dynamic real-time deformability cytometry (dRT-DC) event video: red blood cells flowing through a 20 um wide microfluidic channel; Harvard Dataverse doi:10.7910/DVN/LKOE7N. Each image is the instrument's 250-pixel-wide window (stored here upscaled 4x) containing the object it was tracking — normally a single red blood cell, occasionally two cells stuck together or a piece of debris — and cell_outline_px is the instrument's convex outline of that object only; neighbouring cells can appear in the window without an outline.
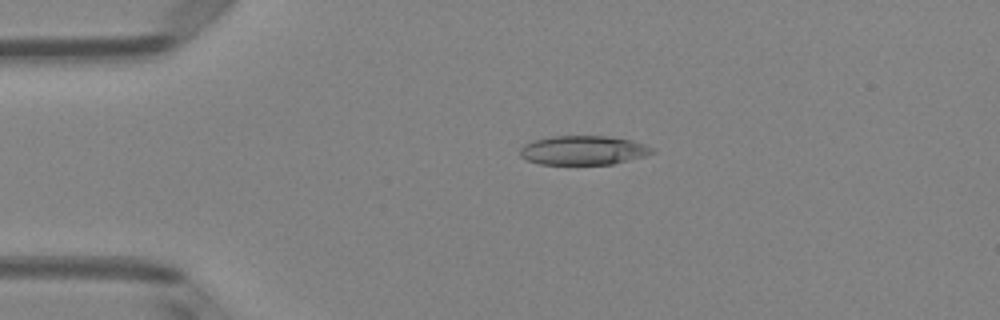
{"species": "Egyptian fruit bat (a non-hibernating species)", "species_latin": "Rousettus aegyptiacus", "temperature_condition": "room temperature", "stored_images_in_passage": 50, "camera_frame_rate_fps": 3000, "um_per_image_px": 0.085, "animal": {"sex": "female"}, "frame": {"image": 1, "passage_image": 11, "time_ms": 3.333, "image_size_px": [1000, 320], "cell_outline_px": [[656, 152], [644, 156], [612, 164], [540, 164], [528, 160], [520, 156], [520, 148], [524, 144], [532, 140], [552, 136], [604, 136], [632, 140], [656, 148]], "centroid_in_image_um": [49.59, 12.77], "position_along_channel_um": 35.4, "area_um2": 22.48}}
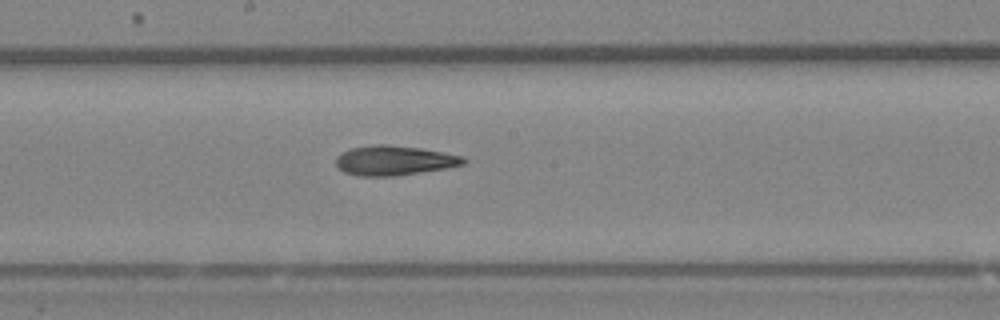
{"frame": {"image": 2, "passage_image": 27, "time_ms": 8.667, "image_size_px": [1000, 320], "cell_outline_px": [[468, 160], [464, 164], [448, 168], [396, 176], [360, 176], [344, 172], [336, 164], [336, 156], [340, 152], [348, 148], [372, 144], [388, 144], [420, 148], [464, 156]], "centroid_in_image_um": [33.5, 13.63], "position_along_channel_um": 214.7, "area_um2": 22.37}}
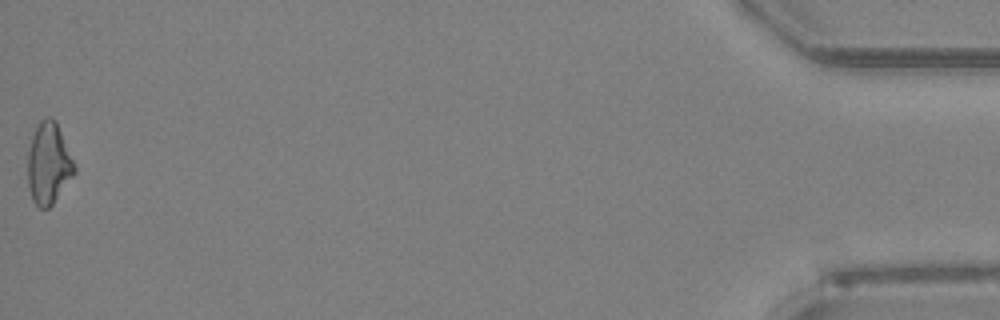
{"frame": {"image": 3, "passage_image": 50, "time_ms": 16.333, "image_size_px": [1000, 320], "cell_outline_px": [[76, 172], [52, 204], [48, 208], [40, 208], [32, 200], [28, 188], [28, 152], [32, 136], [40, 120], [44, 116], [52, 116], [56, 120], [76, 168]], "centroid_in_image_um": [4.12, 13.88], "position_along_channel_um": 431.1, "area_um2": 22.08}, "authors_computed_cell_mechanics": {"area_um2": 22.0796, "velocity_mm_per_s": 4.0947, "shape_relaxation_time_tau1_ms": 8.0694, "shape_relaxation_time_tau2_ms": 8.5951, "deformation_change_tau1": 0.1962, "deformation_change_tau2": 0.2345}}